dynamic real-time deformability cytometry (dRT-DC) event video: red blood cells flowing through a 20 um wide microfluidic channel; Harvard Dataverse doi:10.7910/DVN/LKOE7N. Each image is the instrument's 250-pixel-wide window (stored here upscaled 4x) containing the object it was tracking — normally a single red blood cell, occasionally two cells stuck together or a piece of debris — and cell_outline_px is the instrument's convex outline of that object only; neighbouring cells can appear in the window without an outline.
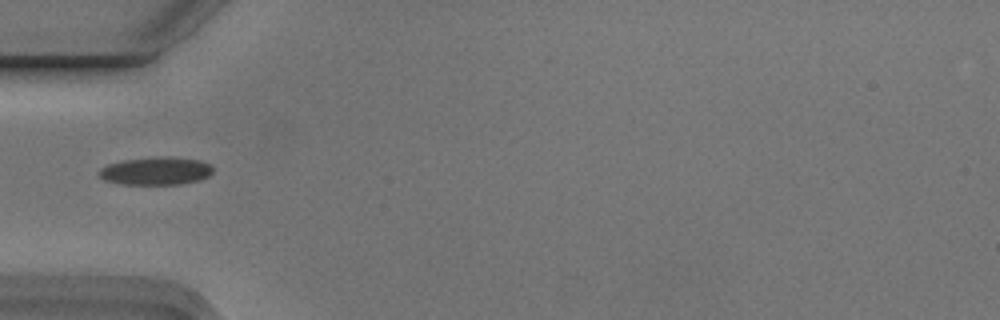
{"species": "Egyptian fruit bat (a non-hibernating species)", "species_latin": "Rousettus aegyptiacus", "temperature_condition": "cold", "stored_images_in_passage": 9, "camera_frame_rate_fps": 3000, "um_per_image_px": 0.085, "animal": {"sex": "male"}, "frame": {"image": 1, "passage_image": 6, "time_ms": 1.667, "image_size_px": [1000, 320], "cell_outline_px": [[212, 172], [208, 176], [200, 180], [180, 184], [120, 184], [104, 180], [96, 172], [100, 168], [108, 164], [120, 160], [156, 156], [172, 156], [200, 160], [212, 164]], "centroid_in_image_um": [13.24, 14.51], "position_along_channel_um": 71.8, "area_um2": 18.9}}
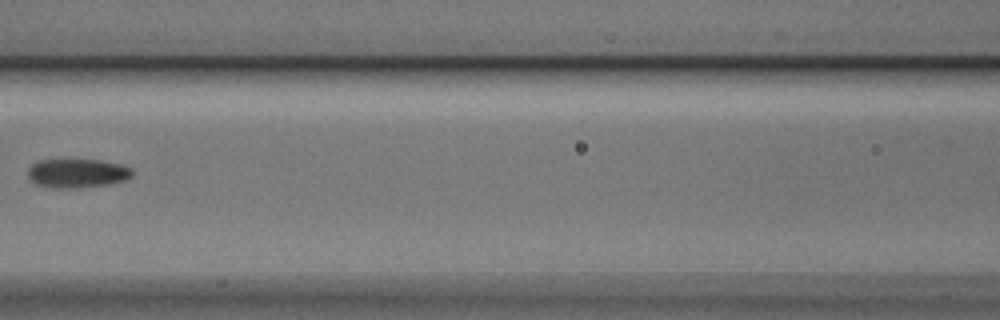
{"frame": {"image": 2, "passage_image": 8, "time_ms": 2.333, "image_size_px": [1000, 320], "cell_outline_px": [[132, 176], [124, 180], [112, 184], [76, 188], [52, 188], [36, 184], [28, 180], [28, 168], [32, 164], [40, 160], [100, 160], [120, 164], [132, 168]], "centroid_in_image_um": [6.55, 14.74], "position_along_channel_um": 160.1, "area_um2": 17.74}}
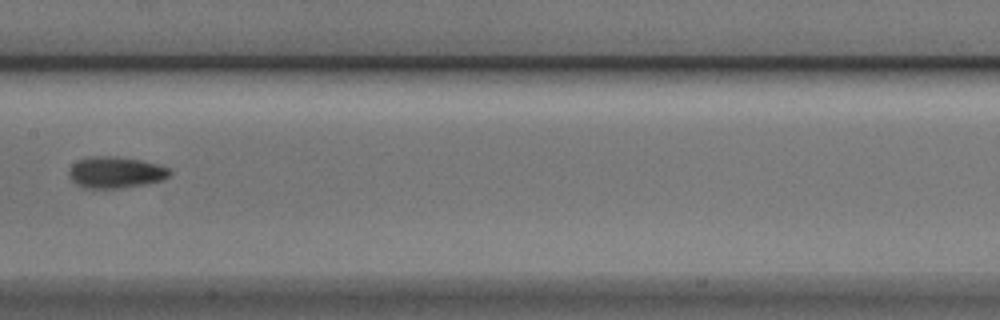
{"frame": {"image": 3, "passage_image": 9, "time_ms": 2.667, "image_size_px": [1000, 320], "cell_outline_px": [[172, 172], [164, 180], [144, 184], [120, 188], [84, 188], [76, 184], [68, 176], [68, 168], [72, 164], [80, 160], [92, 156], [116, 156], [140, 160], [156, 164], [168, 168]], "centroid_in_image_um": [9.8, 14.65], "position_along_channel_um": 197.6, "area_um2": 18.44}}